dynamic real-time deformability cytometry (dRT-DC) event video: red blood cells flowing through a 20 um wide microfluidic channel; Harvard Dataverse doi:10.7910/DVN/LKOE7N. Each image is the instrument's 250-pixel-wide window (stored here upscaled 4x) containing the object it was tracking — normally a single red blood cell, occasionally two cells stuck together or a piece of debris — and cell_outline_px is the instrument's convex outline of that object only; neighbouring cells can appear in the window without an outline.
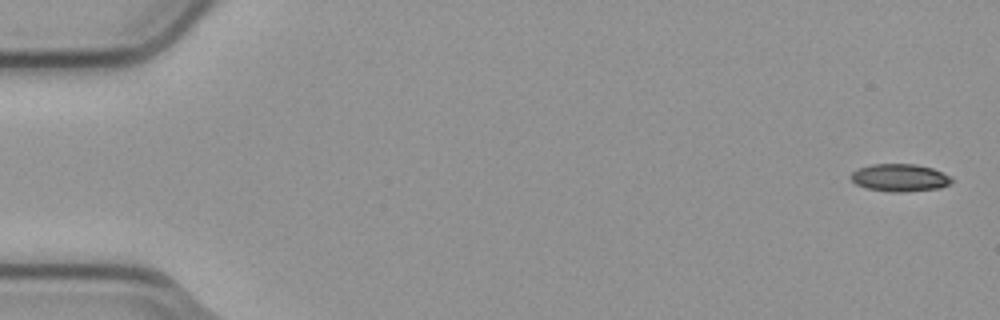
{"species": "common noctule bat (a hibernating species)", "species_latin": "Nyctalus noctula", "temperature_condition": "cold", "stored_images_in_passage": 5, "camera_frame_rate_fps": 3000, "um_per_image_px": 0.085, "animal": {"sex": "male", "body_mass_g": 23.1, "forearm_length_mm": 52.7}, "frame": {"image": 1, "passage_image": 1, "time_ms": 0.0, "image_size_px": [1000, 320], "cell_outline_px": [[952, 180], [948, 184], [940, 188], [900, 192], [892, 192], [868, 188], [856, 184], [852, 180], [852, 172], [860, 168], [872, 164], [916, 164], [932, 168], [952, 176]], "centroid_in_image_um": [76.51, 15.1], "position_along_channel_um": 8.5, "area_um2": 15.95}}
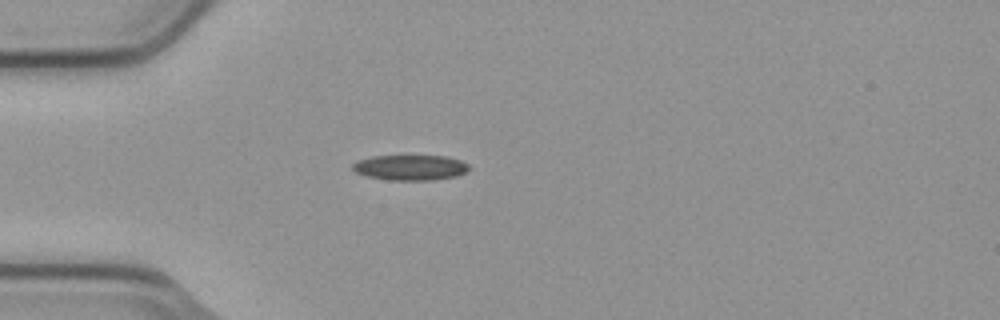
{"frame": {"image": 2, "passage_image": 5, "time_ms": 1.333, "image_size_px": [1000, 320], "cell_outline_px": [[468, 172], [456, 176], [432, 180], [388, 180], [368, 176], [356, 172], [352, 168], [352, 164], [356, 160], [372, 156], [448, 156], [460, 160], [468, 164]], "centroid_in_image_um": [34.88, 14.24], "position_along_channel_um": 50.1, "area_um2": 17.22}}